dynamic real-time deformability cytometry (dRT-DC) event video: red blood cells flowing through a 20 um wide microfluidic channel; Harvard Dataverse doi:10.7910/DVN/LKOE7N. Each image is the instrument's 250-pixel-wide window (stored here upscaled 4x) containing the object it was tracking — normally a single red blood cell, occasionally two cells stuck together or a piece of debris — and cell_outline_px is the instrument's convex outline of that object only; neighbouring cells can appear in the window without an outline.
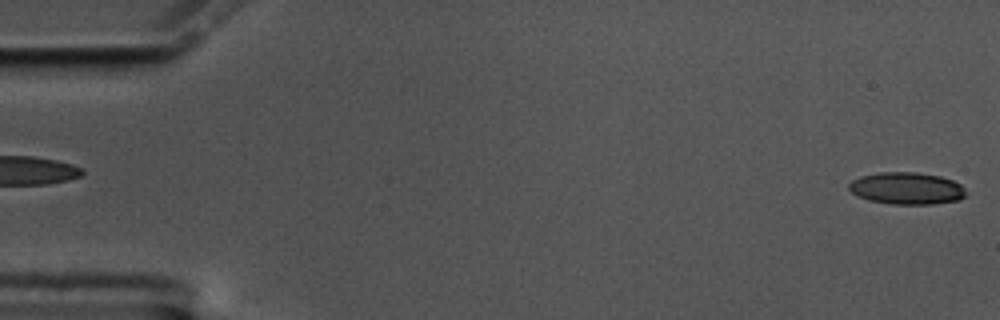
{"species": "common noctule bat (a hibernating species)", "species_latin": "Nyctalus noctula", "temperature_condition": "cold", "stored_images_in_passage": 57, "camera_frame_rate_fps": 3000, "um_per_image_px": 0.085, "animal": {"sex": "male", "body_mass_g": 17.5, "forearm_length_mm": 52.3}, "frame": {"image": 1, "passage_image": 1, "time_ms": 0.0, "image_size_px": [1000, 320], "cell_outline_px": [[964, 196], [960, 200], [932, 204], [892, 204], [868, 200], [852, 192], [848, 188], [848, 184], [852, 180], [860, 176], [880, 172], [916, 172], [940, 176], [952, 180], [960, 184], [964, 188]], "centroid_in_image_um": [77.06, 16.0], "position_along_channel_um": 7.9, "area_um2": 21.79}}
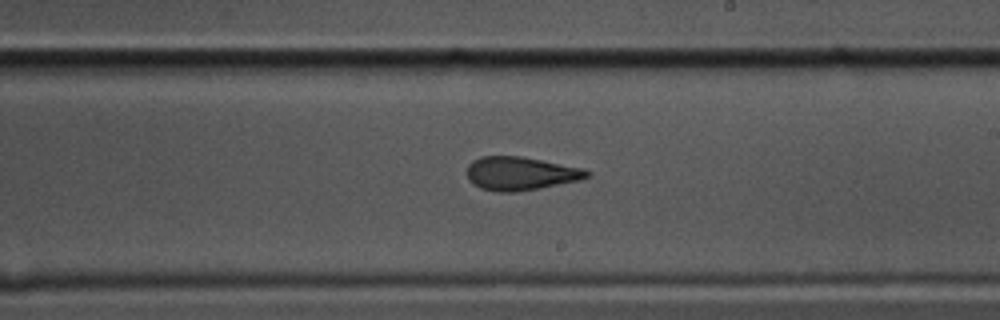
{"frame": {"image": 2, "passage_image": 33, "time_ms": 10.667, "image_size_px": [1000, 320], "cell_outline_px": [[592, 176], [580, 180], [540, 188], [516, 192], [496, 192], [480, 188], [472, 184], [468, 180], [468, 164], [472, 160], [480, 156], [520, 156], [584, 168], [592, 172]], "centroid_in_image_um": [44.26, 14.75], "position_along_channel_um": 244.7, "area_um2": 23.64}}
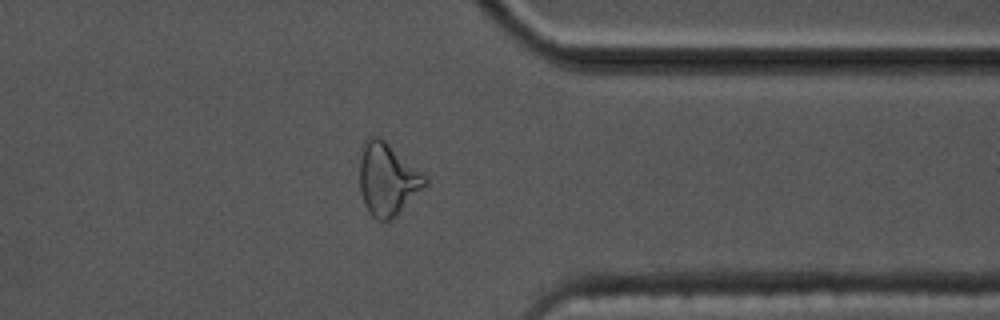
{"frame": {"image": 3, "passage_image": 45, "time_ms": 14.667, "image_size_px": [1000, 320], "cell_outline_px": [[428, 184], [396, 216], [388, 220], [376, 220], [368, 212], [364, 204], [360, 192], [360, 156], [364, 140], [368, 136], [380, 136], [424, 172], [428, 176]], "centroid_in_image_um": [32.95, 15.21], "position_along_channel_um": 378.4, "area_um2": 28.09}, "authors_computed_cell_mechanics": {"area_um2": 23.698, "velocity_mm_per_s": 3.5117, "shape_relaxation_time_tau1_ms": null, "shape_relaxation_time_tau2_ms": 2.4671, "deformation_change_tau1": null, "deformation_change_tau2": 0.1043}}